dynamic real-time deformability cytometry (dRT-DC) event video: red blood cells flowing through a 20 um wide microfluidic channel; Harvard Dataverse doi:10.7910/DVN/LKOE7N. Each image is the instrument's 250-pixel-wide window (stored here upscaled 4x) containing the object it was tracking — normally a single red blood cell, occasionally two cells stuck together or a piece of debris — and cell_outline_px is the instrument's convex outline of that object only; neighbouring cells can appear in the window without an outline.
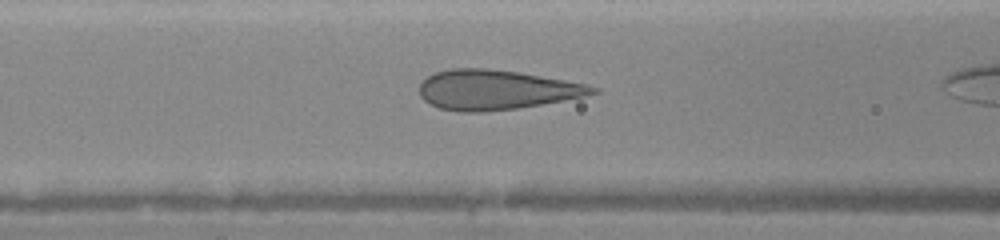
{"species": "human", "species_latin": "Homo sapiens", "temperature_condition": "warm", "stored_images_in_passage": 11, "camera_frame_rate_fps": 3000, "um_per_image_px": 0.085, "donor": {"sex": "female"}, "frame": {"image": 1, "passage_image": 7, "time_ms": 3.0, "image_size_px": [1000, 240], "cell_outline_px": [[600, 92], [584, 96], [564, 100], [516, 108], [480, 112], [460, 112], [440, 108], [428, 104], [420, 96], [420, 84], [428, 76], [436, 72], [452, 68], [484, 68], [520, 72], [564, 80], [584, 84], [600, 88]], "centroid_in_image_um": [42.15, 7.63], "position_along_channel_um": 124.5, "area_um2": 39.88}}